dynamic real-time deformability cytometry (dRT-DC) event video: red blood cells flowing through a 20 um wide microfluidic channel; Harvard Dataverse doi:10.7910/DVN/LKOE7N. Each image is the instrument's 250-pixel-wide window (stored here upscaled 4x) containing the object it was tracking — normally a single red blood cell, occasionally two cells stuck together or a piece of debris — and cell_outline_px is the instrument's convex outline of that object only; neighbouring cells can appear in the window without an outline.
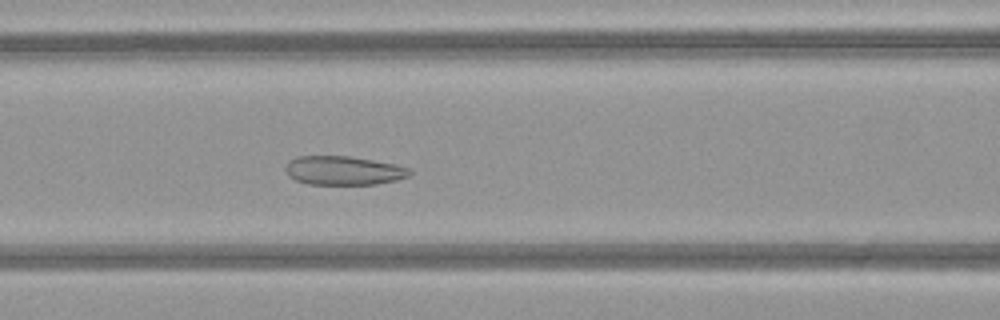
{"species": "common noctule bat (a hibernating species)", "species_latin": "Nyctalus noctula", "temperature_condition": "warm", "stored_images_in_passage": 51, "camera_frame_rate_fps": 3000, "um_per_image_px": 0.085, "animal": {"sex": "female", "body_mass_g": 21.9}, "frame": {"image": 1, "passage_image": 22, "time_ms": 7.0, "image_size_px": [1000, 320], "cell_outline_px": [[412, 172], [408, 176], [396, 180], [376, 184], [308, 184], [296, 180], [288, 176], [284, 168], [288, 160], [296, 156], [352, 156], [396, 164], [412, 168]], "centroid_in_image_um": [29.2, 14.48], "position_along_channel_um": 137.4, "area_um2": 21.15}}
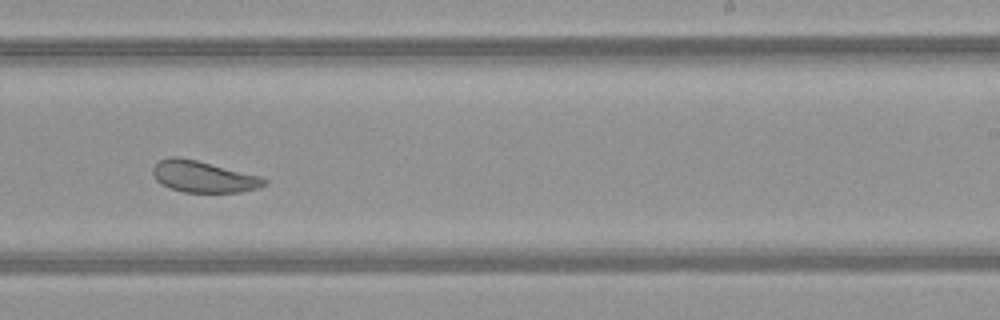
{"frame": {"image": 2, "passage_image": 32, "time_ms": 10.333, "image_size_px": [1000, 320], "cell_outline_px": [[268, 184], [260, 188], [240, 192], [184, 192], [168, 188], [156, 180], [152, 172], [152, 168], [160, 160], [172, 156], [176, 156], [196, 160], [260, 176], [268, 180]], "centroid_in_image_um": [17.3, 15.03], "position_along_channel_um": 271.7, "area_um2": 20.4}}
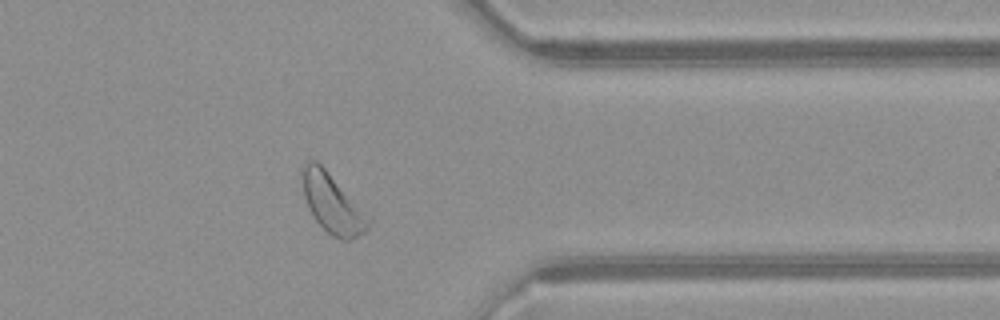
{"frame": {"image": 3, "passage_image": 41, "time_ms": 13.333, "image_size_px": [1000, 320], "cell_outline_px": [[372, 220], [368, 232], [352, 240], [340, 240], [332, 236], [312, 216], [308, 208], [304, 196], [300, 176], [300, 168], [304, 160], [316, 160], [372, 216]], "centroid_in_image_um": [28.28, 17.3], "position_along_channel_um": 383.1, "area_um2": 23.7}, "authors_computed_cell_mechanics": {"area_um2": 25.8366, "velocity_mm_per_s": 4.042, "shape_relaxation_time_tau1_ms": 9.8648, "shape_relaxation_time_tau2_ms": 1.8497, "deformation_change_tau1": 0.1773, "deformation_change_tau2": 0.0787}}